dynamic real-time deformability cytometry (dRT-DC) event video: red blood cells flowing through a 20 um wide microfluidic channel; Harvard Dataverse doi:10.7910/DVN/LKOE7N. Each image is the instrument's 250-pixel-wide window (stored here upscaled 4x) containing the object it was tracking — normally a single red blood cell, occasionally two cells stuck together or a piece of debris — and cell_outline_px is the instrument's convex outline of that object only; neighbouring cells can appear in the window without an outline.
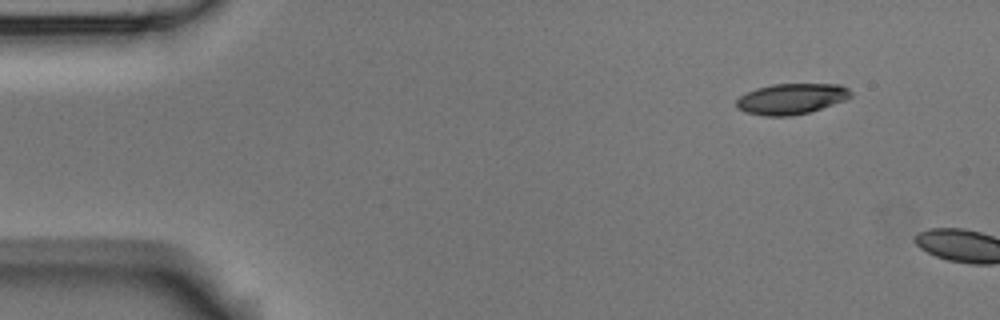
{"species": "Egyptian fruit bat (a non-hibernating species)", "species_latin": "Rousettus aegyptiacus", "temperature_condition": "room temperature", "stored_images_in_passage": 4, "camera_frame_rate_fps": 3000, "um_per_image_px": 0.085, "animal": {"sex": "male"}, "frame": {"image": 1, "passage_image": 1, "time_ms": 0.0, "image_size_px": [1000, 320], "cell_outline_px": [[852, 96], [844, 100], [808, 112], [788, 116], [764, 116], [744, 112], [736, 108], [736, 100], [740, 96], [756, 88], [772, 84], [840, 84], [848, 88], [852, 92]], "centroid_in_image_um": [67.23, 8.39], "position_along_channel_um": 17.8, "area_um2": 20.4}}